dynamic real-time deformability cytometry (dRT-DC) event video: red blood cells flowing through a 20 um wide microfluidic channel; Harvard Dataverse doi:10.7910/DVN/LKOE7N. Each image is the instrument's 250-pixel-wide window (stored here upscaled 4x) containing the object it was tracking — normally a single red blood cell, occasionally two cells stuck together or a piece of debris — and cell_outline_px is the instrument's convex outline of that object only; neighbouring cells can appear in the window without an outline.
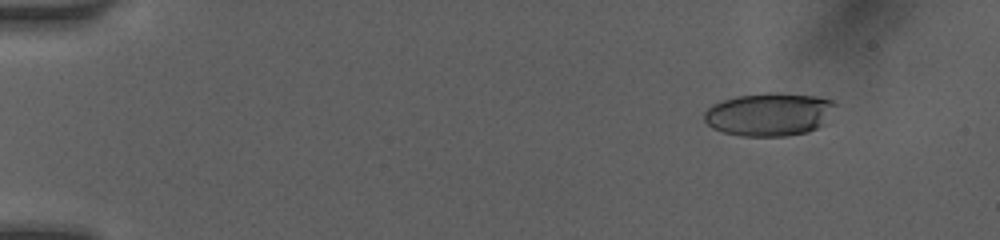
{"species": "human", "species_latin": "Homo sapiens", "temperature_condition": "room temperature", "stored_images_in_passage": 41, "camera_frame_rate_fps": 3000, "um_per_image_px": 0.085, "donor": {"sex": "female"}, "frame": {"image": 1, "passage_image": 5, "time_ms": 1.667, "image_size_px": [1000, 240], "cell_outline_px": [[836, 104], [824, 124], [808, 132], [784, 136], [740, 136], [724, 132], [712, 128], [704, 120], [704, 112], [712, 104], [736, 96], [764, 92], [776, 92], [816, 96], [832, 100]], "centroid_in_image_um": [65.37, 9.71], "position_along_channel_um": 19.6, "area_um2": 33.06}}
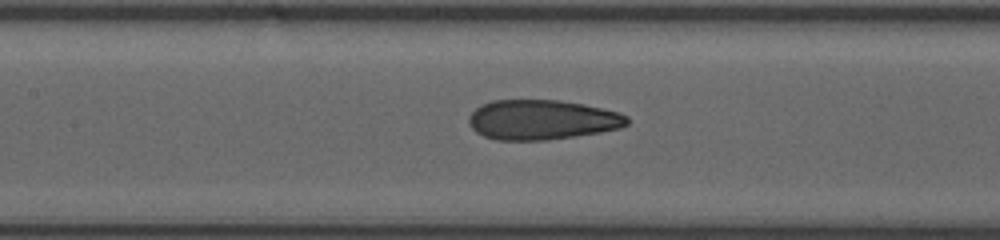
{"frame": {"image": 2, "passage_image": 18, "time_ms": 8.0, "image_size_px": [1000, 240], "cell_outline_px": [[628, 124], [620, 128], [600, 132], [548, 140], [496, 140], [484, 136], [476, 132], [472, 128], [468, 120], [468, 116], [480, 104], [492, 100], [560, 100], [584, 104], [604, 108], [620, 112], [628, 116]], "centroid_in_image_um": [46.07, 10.17], "position_along_channel_um": 161.3, "area_um2": 36.99}}
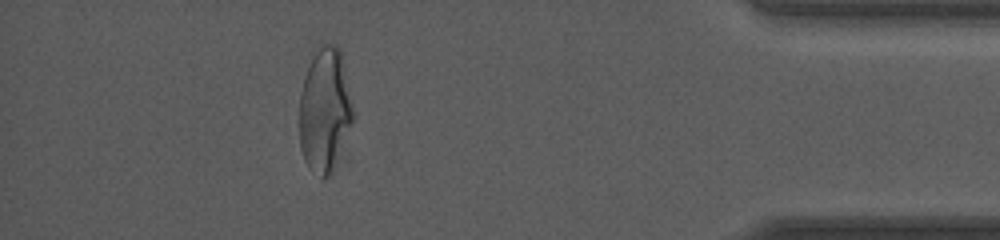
{"frame": {"image": 3, "passage_image": 35, "time_ms": 15.0, "image_size_px": [1000, 240], "cell_outline_px": [[356, 120], [332, 172], [328, 176], [324, 176], [308, 168], [304, 160], [300, 148], [300, 92], [304, 76], [312, 48], [324, 44], [336, 44], [340, 48], [356, 112]], "centroid_in_image_um": [27.65, 9.29], "position_along_channel_um": 407.6, "area_um2": 40.11}, "authors_computed_cell_mechanics": {"area_um2": 36.7608, "velocity_mm_per_s": 4.1227, "shape_relaxation_time_tau1_ms": 10.0358, "shape_relaxation_time_tau2_ms": 1.0013, "deformation_change_tau1": 0.2906, "deformation_change_tau2": 0.0905}}